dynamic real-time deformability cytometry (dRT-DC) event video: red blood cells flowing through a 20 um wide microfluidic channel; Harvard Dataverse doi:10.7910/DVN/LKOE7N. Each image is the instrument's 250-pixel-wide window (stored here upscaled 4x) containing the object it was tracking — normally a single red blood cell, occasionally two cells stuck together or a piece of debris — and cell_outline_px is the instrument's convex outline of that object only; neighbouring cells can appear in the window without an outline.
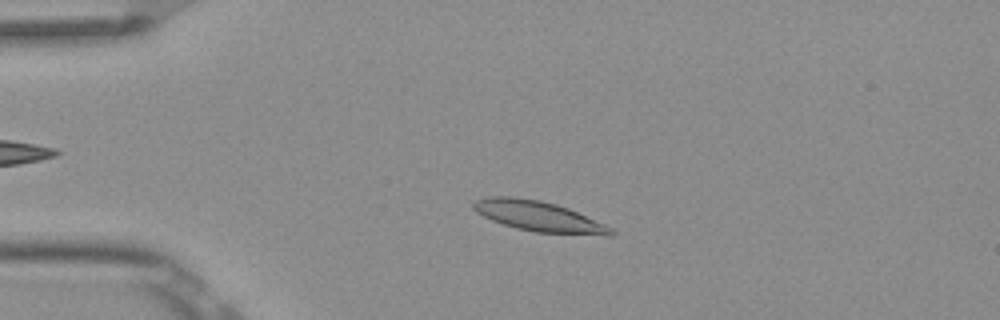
{"species": "Egyptian fruit bat (a non-hibernating species)", "species_latin": "Rousettus aegyptiacus", "temperature_condition": "room temperature", "stored_images_in_passage": 5, "camera_frame_rate_fps": 3000, "um_per_image_px": 0.085, "frame": {"image": 1, "passage_image": 3, "time_ms": 0.667, "image_size_px": [1000, 320], "cell_outline_px": [[616, 232], [612, 236], [608, 236], [536, 232], [516, 228], [492, 220], [476, 212], [472, 208], [472, 204], [476, 200], [488, 196], [512, 196], [540, 200], [556, 204], [568, 208], [616, 228]], "centroid_in_image_um": [45.86, 18.39], "position_along_channel_um": 39.1, "area_um2": 24.57}}
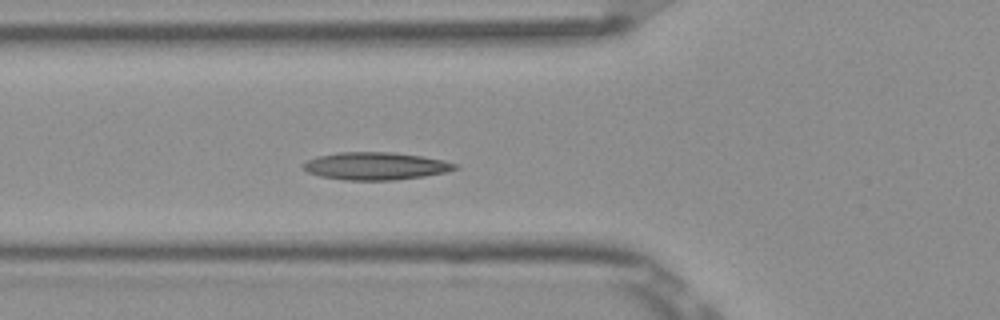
{"frame": {"image": 2, "passage_image": 5, "time_ms": 1.333, "image_size_px": [1000, 320], "cell_outline_px": [[460, 168], [444, 172], [424, 176], [392, 180], [344, 180], [320, 176], [308, 172], [304, 168], [304, 164], [308, 160], [316, 156], [340, 152], [392, 152], [420, 156], [444, 160], [456, 164]], "centroid_in_image_um": [31.93, 14.11], "position_along_channel_um": 93.9, "area_um2": 24.22}}